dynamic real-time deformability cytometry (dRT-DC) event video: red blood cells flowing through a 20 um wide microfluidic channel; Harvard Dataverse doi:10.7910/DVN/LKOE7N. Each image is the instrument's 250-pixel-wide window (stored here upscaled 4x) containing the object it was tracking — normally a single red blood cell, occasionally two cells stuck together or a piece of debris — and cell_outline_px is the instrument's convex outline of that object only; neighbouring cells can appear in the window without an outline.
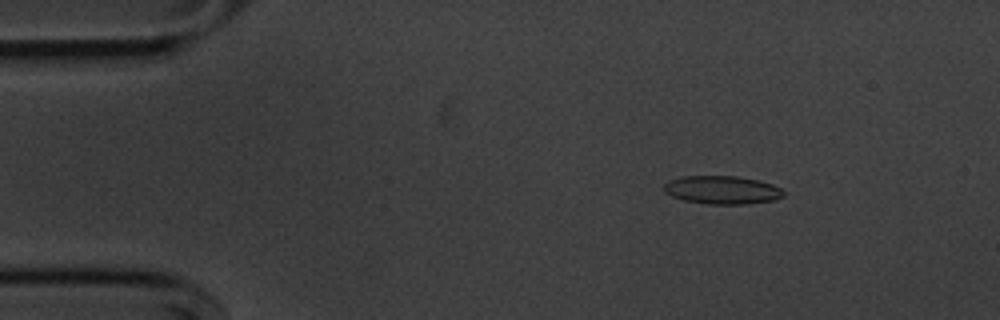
{"species": "common noctule bat (a hibernating species)", "species_latin": "Nyctalus noctula", "temperature_condition": "cold", "stored_images_in_passage": 48, "camera_frame_rate_fps": 3000, "um_per_image_px": 0.085, "animal": {"sex": "male", "body_mass_g": 20.1, "forearm_length_mm": 53.5}, "frame": {"image": 1, "passage_image": 1, "time_ms": 0.0, "image_size_px": [1000, 320], "cell_outline_px": [[784, 196], [772, 200], [748, 204], [708, 204], [684, 200], [672, 196], [664, 192], [664, 184], [668, 180], [680, 176], [736, 176], [756, 180], [772, 184], [780, 188], [784, 192]], "centroid_in_image_um": [61.35, 16.14], "position_along_channel_um": 23.7, "area_um2": 19.65}}
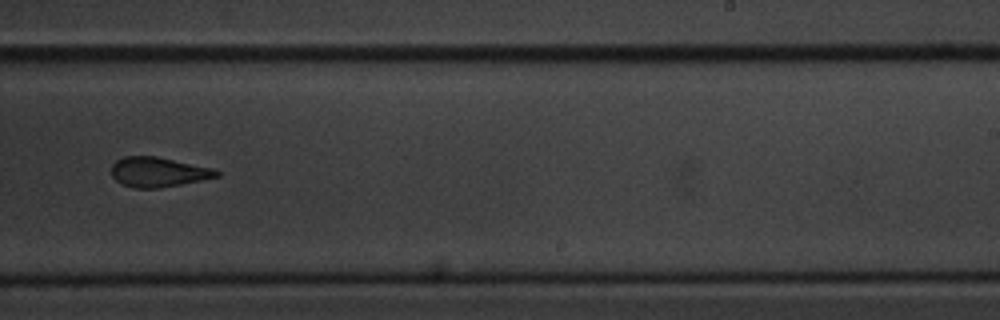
{"frame": {"image": 2, "passage_image": 27, "time_ms": 8.667, "image_size_px": [1000, 320], "cell_outline_px": [[220, 176], [180, 184], [156, 188], [132, 188], [116, 180], [112, 176], [112, 164], [116, 160], [124, 156], [156, 156], [212, 168], [220, 172]], "centroid_in_image_um": [13.43, 14.61], "position_along_channel_um": 275.6, "area_um2": 18.03}}
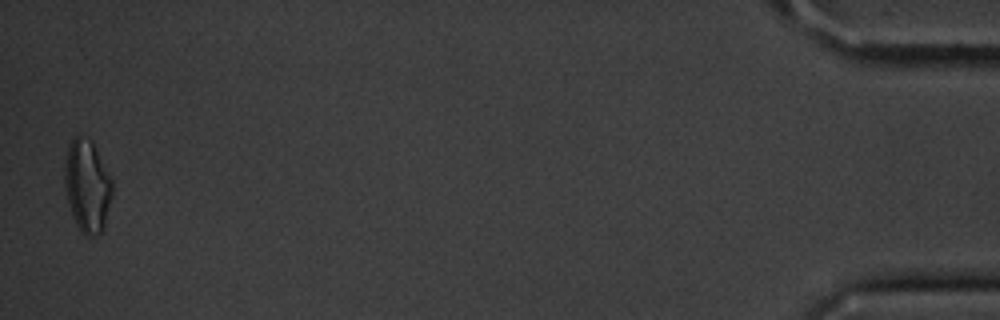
{"frame": {"image": 3, "passage_image": 47, "time_ms": 15.333, "image_size_px": [1000, 320], "cell_outline_px": [[112, 196], [104, 228], [100, 232], [92, 236], [84, 236], [80, 232], [72, 216], [64, 188], [64, 164], [68, 148], [72, 140], [80, 132], [92, 140], [112, 180]], "centroid_in_image_um": [7.4, 15.8], "position_along_channel_um": 427.8, "area_um2": 26.01}, "authors_computed_cell_mechanics": {"area_um2": 19.363, "velocity_mm_per_s": 3.6531, "shape_relaxation_time_tau1_ms": 4.1988, "shape_relaxation_time_tau2_ms": 2.5089, "deformation_change_tau1": 0.1362, "deformation_change_tau2": 0.1081}}